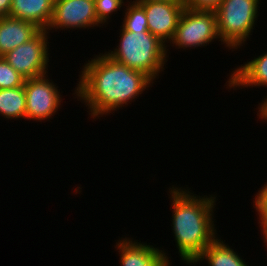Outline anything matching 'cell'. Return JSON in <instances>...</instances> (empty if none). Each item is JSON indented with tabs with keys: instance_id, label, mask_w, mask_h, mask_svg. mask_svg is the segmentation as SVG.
Masks as SVG:
<instances>
[{
	"instance_id": "obj_1",
	"label": "cell",
	"mask_w": 267,
	"mask_h": 266,
	"mask_svg": "<svg viewBox=\"0 0 267 266\" xmlns=\"http://www.w3.org/2000/svg\"><path fill=\"white\" fill-rule=\"evenodd\" d=\"M79 76L73 94L78 101L85 102L92 119L114 113L135 101L154 83L144 73L116 62L105 53L88 60Z\"/></svg>"
},
{
	"instance_id": "obj_2",
	"label": "cell",
	"mask_w": 267,
	"mask_h": 266,
	"mask_svg": "<svg viewBox=\"0 0 267 266\" xmlns=\"http://www.w3.org/2000/svg\"><path fill=\"white\" fill-rule=\"evenodd\" d=\"M181 187L169 189L172 207V231L178 254L184 263L193 265L217 237L213 211L216 196H198Z\"/></svg>"
},
{
	"instance_id": "obj_3",
	"label": "cell",
	"mask_w": 267,
	"mask_h": 266,
	"mask_svg": "<svg viewBox=\"0 0 267 266\" xmlns=\"http://www.w3.org/2000/svg\"><path fill=\"white\" fill-rule=\"evenodd\" d=\"M120 33L119 44L113 51H105V54L155 81L169 57L168 45L150 31L130 32L121 27Z\"/></svg>"
},
{
	"instance_id": "obj_4",
	"label": "cell",
	"mask_w": 267,
	"mask_h": 266,
	"mask_svg": "<svg viewBox=\"0 0 267 266\" xmlns=\"http://www.w3.org/2000/svg\"><path fill=\"white\" fill-rule=\"evenodd\" d=\"M260 0H222L215 10L220 40L230 49L237 50L252 35Z\"/></svg>"
},
{
	"instance_id": "obj_5",
	"label": "cell",
	"mask_w": 267,
	"mask_h": 266,
	"mask_svg": "<svg viewBox=\"0 0 267 266\" xmlns=\"http://www.w3.org/2000/svg\"><path fill=\"white\" fill-rule=\"evenodd\" d=\"M220 39L215 11L184 8L173 39L169 42L177 49L204 47Z\"/></svg>"
},
{
	"instance_id": "obj_6",
	"label": "cell",
	"mask_w": 267,
	"mask_h": 266,
	"mask_svg": "<svg viewBox=\"0 0 267 266\" xmlns=\"http://www.w3.org/2000/svg\"><path fill=\"white\" fill-rule=\"evenodd\" d=\"M50 35L40 30L32 39L4 55V59L25 79L48 73Z\"/></svg>"
},
{
	"instance_id": "obj_7",
	"label": "cell",
	"mask_w": 267,
	"mask_h": 266,
	"mask_svg": "<svg viewBox=\"0 0 267 266\" xmlns=\"http://www.w3.org/2000/svg\"><path fill=\"white\" fill-rule=\"evenodd\" d=\"M48 75L25 79L24 90L26 96L25 119L42 121L55 115L61 107L62 95ZM51 81V82H50Z\"/></svg>"
},
{
	"instance_id": "obj_8",
	"label": "cell",
	"mask_w": 267,
	"mask_h": 266,
	"mask_svg": "<svg viewBox=\"0 0 267 266\" xmlns=\"http://www.w3.org/2000/svg\"><path fill=\"white\" fill-rule=\"evenodd\" d=\"M101 26L95 12L94 0H54L53 16L46 31Z\"/></svg>"
},
{
	"instance_id": "obj_9",
	"label": "cell",
	"mask_w": 267,
	"mask_h": 266,
	"mask_svg": "<svg viewBox=\"0 0 267 266\" xmlns=\"http://www.w3.org/2000/svg\"><path fill=\"white\" fill-rule=\"evenodd\" d=\"M139 4L145 10L148 30L163 43H169L174 37L179 18L185 8L184 3L143 1Z\"/></svg>"
},
{
	"instance_id": "obj_10",
	"label": "cell",
	"mask_w": 267,
	"mask_h": 266,
	"mask_svg": "<svg viewBox=\"0 0 267 266\" xmlns=\"http://www.w3.org/2000/svg\"><path fill=\"white\" fill-rule=\"evenodd\" d=\"M137 241V242H136ZM132 238L117 240L121 266H170V257L165 250L153 247L150 243L138 242Z\"/></svg>"
},
{
	"instance_id": "obj_11",
	"label": "cell",
	"mask_w": 267,
	"mask_h": 266,
	"mask_svg": "<svg viewBox=\"0 0 267 266\" xmlns=\"http://www.w3.org/2000/svg\"><path fill=\"white\" fill-rule=\"evenodd\" d=\"M41 29L11 16L0 18V57L32 39Z\"/></svg>"
},
{
	"instance_id": "obj_12",
	"label": "cell",
	"mask_w": 267,
	"mask_h": 266,
	"mask_svg": "<svg viewBox=\"0 0 267 266\" xmlns=\"http://www.w3.org/2000/svg\"><path fill=\"white\" fill-rule=\"evenodd\" d=\"M227 88L267 87V52L238 66L229 76Z\"/></svg>"
},
{
	"instance_id": "obj_13",
	"label": "cell",
	"mask_w": 267,
	"mask_h": 266,
	"mask_svg": "<svg viewBox=\"0 0 267 266\" xmlns=\"http://www.w3.org/2000/svg\"><path fill=\"white\" fill-rule=\"evenodd\" d=\"M54 0H12L9 16L46 30L53 16Z\"/></svg>"
},
{
	"instance_id": "obj_14",
	"label": "cell",
	"mask_w": 267,
	"mask_h": 266,
	"mask_svg": "<svg viewBox=\"0 0 267 266\" xmlns=\"http://www.w3.org/2000/svg\"><path fill=\"white\" fill-rule=\"evenodd\" d=\"M203 260L207 261L208 266H249L234 249L226 245L225 240L221 241L218 237L196 259L194 266Z\"/></svg>"
},
{
	"instance_id": "obj_15",
	"label": "cell",
	"mask_w": 267,
	"mask_h": 266,
	"mask_svg": "<svg viewBox=\"0 0 267 266\" xmlns=\"http://www.w3.org/2000/svg\"><path fill=\"white\" fill-rule=\"evenodd\" d=\"M26 114V96L24 85L16 88L0 89V116L9 119L24 118Z\"/></svg>"
},
{
	"instance_id": "obj_16",
	"label": "cell",
	"mask_w": 267,
	"mask_h": 266,
	"mask_svg": "<svg viewBox=\"0 0 267 266\" xmlns=\"http://www.w3.org/2000/svg\"><path fill=\"white\" fill-rule=\"evenodd\" d=\"M126 9L123 15L122 28L124 30L135 31H149L147 24V16L144 8L133 0L126 4Z\"/></svg>"
},
{
	"instance_id": "obj_17",
	"label": "cell",
	"mask_w": 267,
	"mask_h": 266,
	"mask_svg": "<svg viewBox=\"0 0 267 266\" xmlns=\"http://www.w3.org/2000/svg\"><path fill=\"white\" fill-rule=\"evenodd\" d=\"M24 82L25 78L4 57H0V89L20 87Z\"/></svg>"
},
{
	"instance_id": "obj_18",
	"label": "cell",
	"mask_w": 267,
	"mask_h": 266,
	"mask_svg": "<svg viewBox=\"0 0 267 266\" xmlns=\"http://www.w3.org/2000/svg\"><path fill=\"white\" fill-rule=\"evenodd\" d=\"M95 1V12L97 16V20L102 26L108 25V20L110 19V15L113 12H116L123 7L124 0H94ZM105 23V24H104ZM104 24V25H103Z\"/></svg>"
},
{
	"instance_id": "obj_19",
	"label": "cell",
	"mask_w": 267,
	"mask_h": 266,
	"mask_svg": "<svg viewBox=\"0 0 267 266\" xmlns=\"http://www.w3.org/2000/svg\"><path fill=\"white\" fill-rule=\"evenodd\" d=\"M253 199V207L259 216L258 224L261 225L267 219V183L262 186Z\"/></svg>"
},
{
	"instance_id": "obj_20",
	"label": "cell",
	"mask_w": 267,
	"mask_h": 266,
	"mask_svg": "<svg viewBox=\"0 0 267 266\" xmlns=\"http://www.w3.org/2000/svg\"><path fill=\"white\" fill-rule=\"evenodd\" d=\"M222 0H183L186 8L192 10L215 11Z\"/></svg>"
},
{
	"instance_id": "obj_21",
	"label": "cell",
	"mask_w": 267,
	"mask_h": 266,
	"mask_svg": "<svg viewBox=\"0 0 267 266\" xmlns=\"http://www.w3.org/2000/svg\"><path fill=\"white\" fill-rule=\"evenodd\" d=\"M264 100H262L261 103H259V106L257 107L259 110L257 112V116L261 118L263 121L267 120V96H265Z\"/></svg>"
},
{
	"instance_id": "obj_22",
	"label": "cell",
	"mask_w": 267,
	"mask_h": 266,
	"mask_svg": "<svg viewBox=\"0 0 267 266\" xmlns=\"http://www.w3.org/2000/svg\"><path fill=\"white\" fill-rule=\"evenodd\" d=\"M12 0H0V18L9 16Z\"/></svg>"
},
{
	"instance_id": "obj_23",
	"label": "cell",
	"mask_w": 267,
	"mask_h": 266,
	"mask_svg": "<svg viewBox=\"0 0 267 266\" xmlns=\"http://www.w3.org/2000/svg\"><path fill=\"white\" fill-rule=\"evenodd\" d=\"M261 228H260V230H261V235L263 236L261 239H263L264 241V243H265V245H266V247L265 248H267V219L261 224V225H259Z\"/></svg>"
},
{
	"instance_id": "obj_24",
	"label": "cell",
	"mask_w": 267,
	"mask_h": 266,
	"mask_svg": "<svg viewBox=\"0 0 267 266\" xmlns=\"http://www.w3.org/2000/svg\"><path fill=\"white\" fill-rule=\"evenodd\" d=\"M143 1H159V2H183V0H135V2H143Z\"/></svg>"
}]
</instances>
